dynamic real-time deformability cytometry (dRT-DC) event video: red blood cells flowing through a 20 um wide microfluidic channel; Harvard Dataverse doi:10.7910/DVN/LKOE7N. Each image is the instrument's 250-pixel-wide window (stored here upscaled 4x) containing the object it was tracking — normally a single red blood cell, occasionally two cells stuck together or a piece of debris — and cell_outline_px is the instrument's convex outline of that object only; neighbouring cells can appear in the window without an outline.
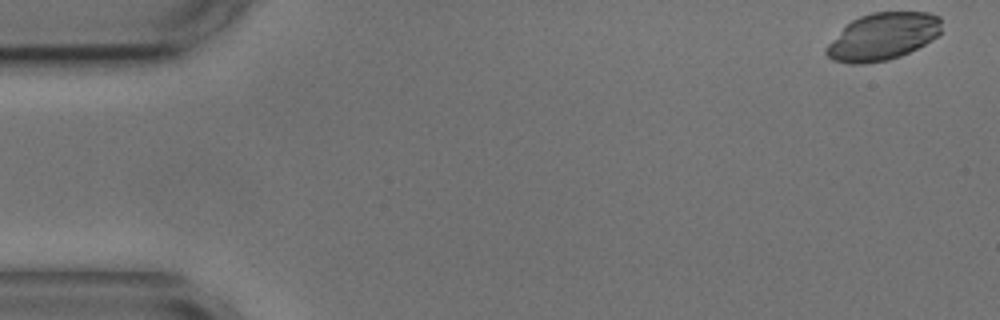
{"species": "common noctule bat (a hibernating species)", "species_latin": "Nyctalus noctula", "temperature_condition": "cold", "stored_images_in_passage": 55, "camera_frame_rate_fps": 3000, "um_per_image_px": 0.085, "animal": {"sex": "male", "body_mass_g": 17.9, "forearm_length_mm": 54.2}, "frame": {"image": 1, "passage_image": 1, "time_ms": 0.0, "image_size_px": [1000, 320], "cell_outline_px": [[940, 32], [932, 40], [900, 56], [888, 60], [864, 64], [852, 64], [832, 60], [824, 52], [824, 48], [852, 20], [860, 16], [872, 12], [928, 12], [940, 16]], "centroid_in_image_um": [75.03, 3.11], "position_along_channel_um": 10.0, "area_um2": 31.5}}
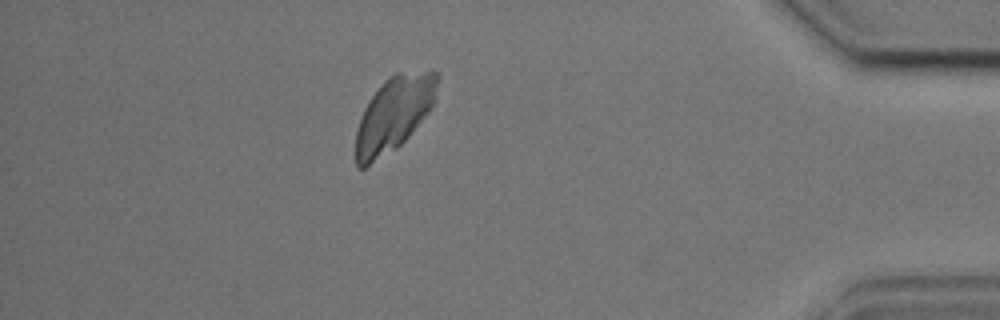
{"frame": {"image": 2, "passage_image": 48, "time_ms": 15.667, "image_size_px": [1000, 320], "cell_outline_px": [[440, 76], [432, 108], [408, 136], [396, 148], [364, 168], [356, 168], [356, 132], [364, 108], [368, 100], [380, 84], [388, 76], [396, 72], [440, 72]], "centroid_in_image_um": [33.48, 9.66], "position_along_channel_um": 401.7, "area_um2": 35.32}}